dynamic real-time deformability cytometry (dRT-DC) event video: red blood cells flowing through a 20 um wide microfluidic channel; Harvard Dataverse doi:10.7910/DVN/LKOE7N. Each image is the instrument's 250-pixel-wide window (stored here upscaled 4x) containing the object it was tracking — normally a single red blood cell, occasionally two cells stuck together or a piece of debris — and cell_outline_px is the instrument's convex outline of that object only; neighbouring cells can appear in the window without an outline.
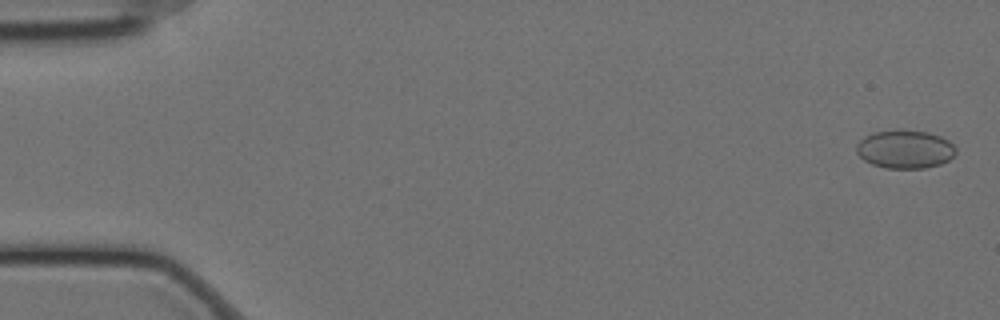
{"species": "Egyptian fruit bat (a non-hibernating species)", "species_latin": "Rousettus aegyptiacus", "temperature_condition": "cold", "stored_images_in_passage": 6, "camera_frame_rate_fps": 3000, "um_per_image_px": 0.085, "animal": {"sex": "female"}, "frame": {"image": 1, "passage_image": 2, "time_ms": 0.333, "image_size_px": [1000, 320], "cell_outline_px": [[956, 152], [948, 160], [940, 164], [924, 168], [884, 168], [872, 164], [864, 160], [856, 152], [856, 144], [864, 136], [872, 132], [900, 128], [904, 128], [928, 132], [940, 136], [948, 140], [956, 148]], "centroid_in_image_um": [76.89, 12.65], "position_along_channel_um": 8.1, "area_um2": 22.6}}